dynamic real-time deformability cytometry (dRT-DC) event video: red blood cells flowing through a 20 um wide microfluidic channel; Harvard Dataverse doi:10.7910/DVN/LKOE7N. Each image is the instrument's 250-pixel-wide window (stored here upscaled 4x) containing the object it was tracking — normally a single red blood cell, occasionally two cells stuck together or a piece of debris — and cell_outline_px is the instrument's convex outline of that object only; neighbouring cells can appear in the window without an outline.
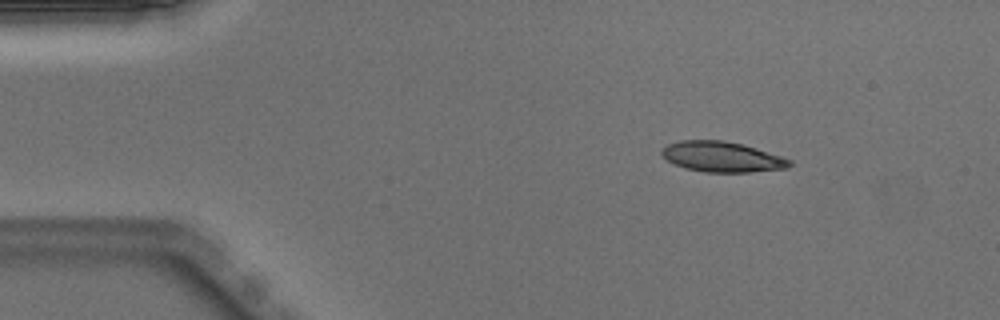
{"species": "Egyptian fruit bat (a non-hibernating species)", "species_latin": "Rousettus aegyptiacus", "temperature_condition": "warm", "stored_images_in_passage": 49, "camera_frame_rate_fps": 3000, "um_per_image_px": 0.085, "animal": {"sex": "male"}, "frame": {"image": 1, "passage_image": 6, "time_ms": 1.667, "image_size_px": [1000, 320], "cell_outline_px": [[792, 164], [788, 168], [752, 172], [704, 172], [684, 168], [668, 160], [660, 152], [668, 144], [680, 140], [724, 140], [744, 144], [792, 160]], "centroid_in_image_um": [61.4, 13.33], "position_along_channel_um": 23.6, "area_um2": 22.6}}
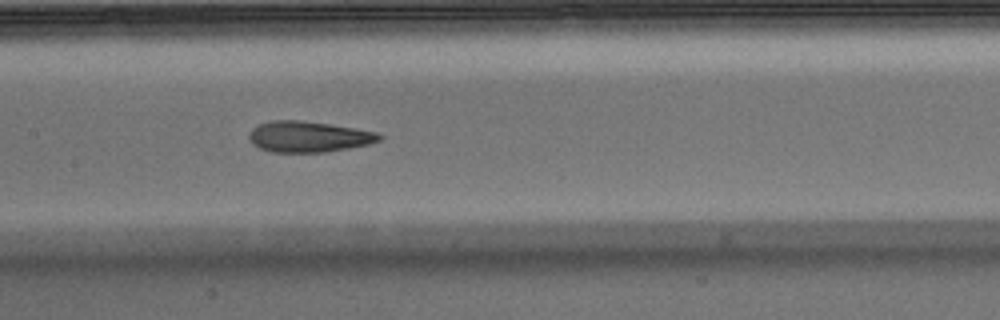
{"frame": {"image": 2, "passage_image": 23, "time_ms": 7.333, "image_size_px": [1000, 320], "cell_outline_px": [[384, 136], [380, 140], [368, 144], [348, 148], [324, 152], [272, 152], [260, 148], [252, 144], [248, 136], [252, 128], [260, 124], [272, 120], [300, 120], [356, 128], [376, 132]], "centroid_in_image_um": [26.22, 11.62], "position_along_channel_um": 181.2, "area_um2": 23.35}}
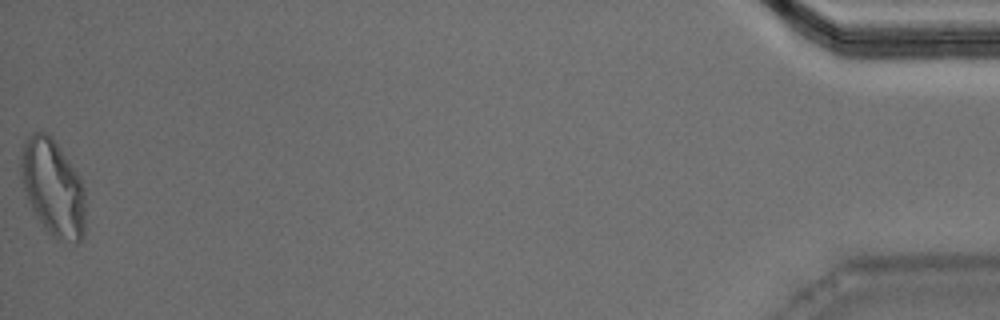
{"frame": {"image": 3, "passage_image": 49, "time_ms": 16.0, "image_size_px": [1000, 320], "cell_outline_px": [[84, 236], [80, 240], [76, 240], [52, 236], [44, 228], [36, 216], [24, 192], [20, 172], [20, 156], [24, 140], [32, 132], [44, 132], [52, 136], [68, 160], [80, 180], [84, 188]], "centroid_in_image_um": [4.45, 15.89], "position_along_channel_um": 430.7, "area_um2": 35.78}, "authors_computed_cell_mechanics": {"area_um2": 23.5824, "velocity_mm_per_s": 4.0149, "shape_relaxation_time_tau1_ms": 6.4817, "shape_relaxation_time_tau2_ms": 1.6179, "deformation_change_tau1": 0.2181, "deformation_change_tau2": 0.0912}}